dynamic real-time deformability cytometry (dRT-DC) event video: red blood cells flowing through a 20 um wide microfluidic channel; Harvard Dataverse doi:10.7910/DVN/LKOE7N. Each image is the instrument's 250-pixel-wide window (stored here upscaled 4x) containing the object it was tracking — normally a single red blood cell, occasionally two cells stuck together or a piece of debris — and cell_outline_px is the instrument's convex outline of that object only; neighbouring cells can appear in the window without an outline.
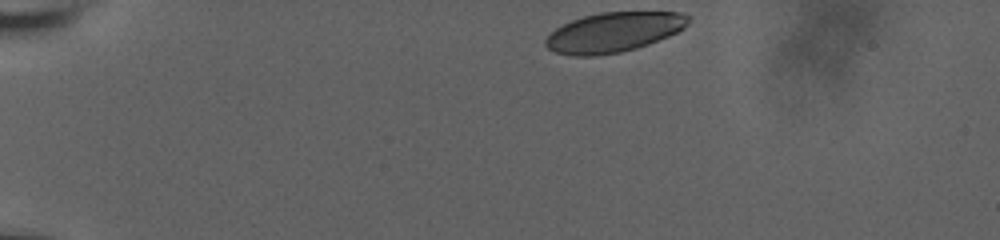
{"species": "human", "species_latin": "Homo sapiens", "temperature_condition": "room temperature", "stored_images_in_passage": 26, "camera_frame_rate_fps": 3000, "um_per_image_px": 0.085, "donor": {"sex": "male"}, "frame": {"image": 1, "passage_image": 1, "time_ms": 0.0, "image_size_px": [1000, 240], "cell_outline_px": [[692, 16], [688, 24], [684, 28], [668, 36], [648, 44], [636, 48], [620, 52], [596, 56], [572, 56], [556, 52], [548, 48], [544, 44], [544, 40], [556, 28], [572, 20], [584, 16], [600, 12], [680, 12]], "centroid_in_image_um": [52.18, 2.74], "position_along_channel_um": 32.8, "area_um2": 33.06}}
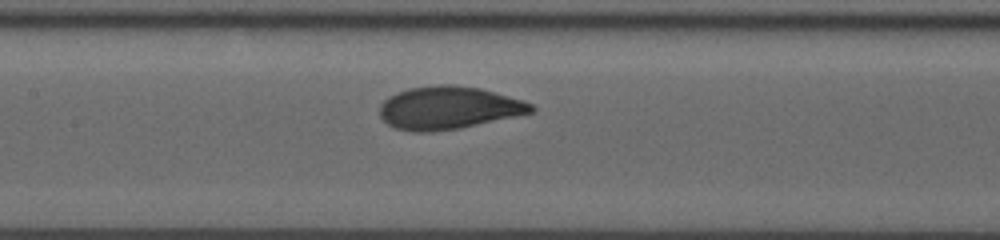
{"frame": {"image": 2, "passage_image": 15, "time_ms": 4.667, "image_size_px": [1000, 240], "cell_outline_px": [[536, 108], [532, 112], [460, 128], [432, 132], [412, 132], [396, 128], [388, 124], [380, 116], [380, 104], [388, 96], [408, 88], [440, 84], [456, 84], [480, 88], [524, 100], [532, 104]], "centroid_in_image_um": [38.11, 9.16], "position_along_channel_um": 169.3, "area_um2": 37.8}}
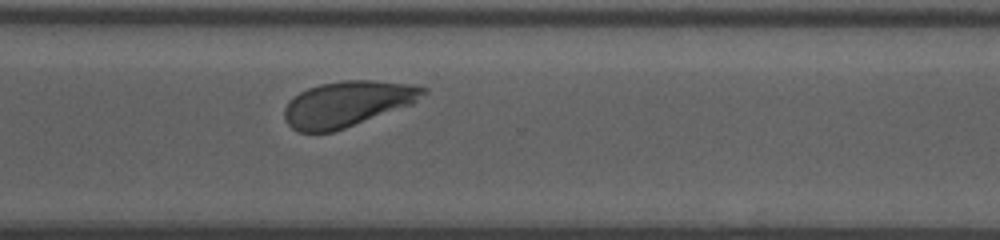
{"frame": {"image": 3, "passage_image": 26, "time_ms": 8.333, "image_size_px": [1000, 240], "cell_outline_px": [[428, 92], [412, 104], [344, 128], [332, 132], [300, 132], [292, 128], [284, 120], [284, 108], [288, 100], [300, 92], [308, 88], [320, 84], [344, 80], [372, 80], [412, 84], [428, 88]], "centroid_in_image_um": [29.51, 8.81], "position_along_channel_um": 341.1, "area_um2": 36.76}}